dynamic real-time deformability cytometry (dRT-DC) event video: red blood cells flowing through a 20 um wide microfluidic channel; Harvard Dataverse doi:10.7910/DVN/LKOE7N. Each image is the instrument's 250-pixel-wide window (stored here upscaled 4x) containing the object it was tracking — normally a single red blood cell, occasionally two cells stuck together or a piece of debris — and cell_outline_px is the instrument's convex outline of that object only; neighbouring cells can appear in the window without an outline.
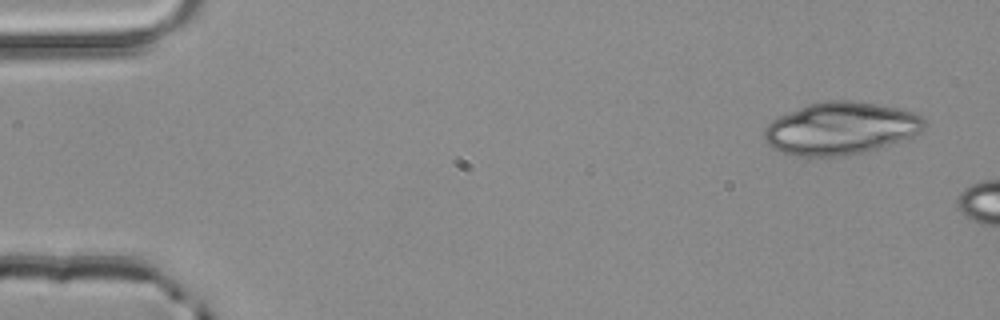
{"species": "common noctule bat (a hibernating species)", "species_latin": "Nyctalus noctula", "temperature_condition": "room temperature", "stored_images_in_passage": 5, "camera_frame_rate_fps": 3000, "um_per_image_px": 0.085, "animal": {"sex": "male", "body_mass_g": 20.4}, "frame": {"image": 1, "passage_image": 1, "time_ms": 0.0, "image_size_px": [1000, 320], "cell_outline_px": [[928, 124], [920, 132], [912, 136], [864, 152], [840, 156], [796, 156], [772, 148], [764, 140], [764, 128], [772, 120], [780, 116], [808, 104], [824, 100], [848, 100], [876, 104], [900, 108], [916, 112], [924, 116]], "centroid_in_image_um": [71.48, 10.9], "position_along_channel_um": 13.5, "area_um2": 48.9}}